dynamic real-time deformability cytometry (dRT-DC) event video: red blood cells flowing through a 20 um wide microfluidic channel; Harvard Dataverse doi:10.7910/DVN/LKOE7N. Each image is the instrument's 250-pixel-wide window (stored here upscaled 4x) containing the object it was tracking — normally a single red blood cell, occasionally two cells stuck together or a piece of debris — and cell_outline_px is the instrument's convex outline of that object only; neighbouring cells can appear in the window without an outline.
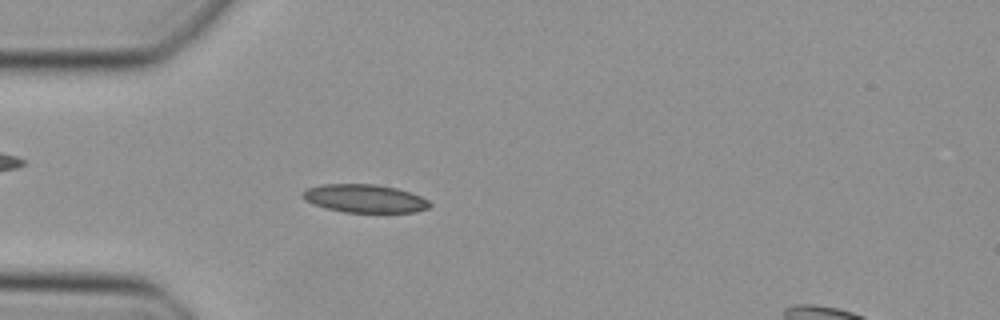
{"species": "Egyptian fruit bat (a non-hibernating species)", "species_latin": "Rousettus aegyptiacus", "temperature_condition": "cold", "stored_images_in_passage": 48, "camera_frame_rate_fps": 3000, "um_per_image_px": 0.085, "animal": {"sex": "female"}, "frame": {"image": 1, "passage_image": 13, "time_ms": 4.0, "image_size_px": [1000, 320], "cell_outline_px": [[432, 204], [428, 208], [416, 212], [344, 212], [328, 208], [304, 200], [300, 196], [300, 192], [304, 188], [324, 184], [376, 184], [396, 188], [420, 196], [428, 200]], "centroid_in_image_um": [30.96, 16.86], "position_along_channel_um": 54.0, "area_um2": 20.87}}
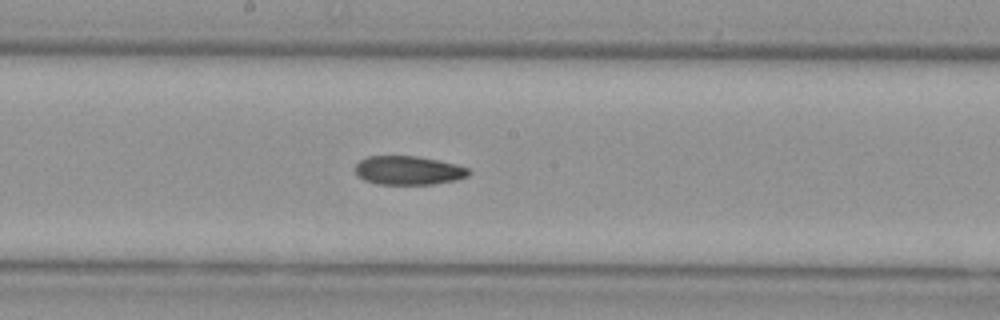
{"frame": {"image": 2, "passage_image": 25, "time_ms": 8.0, "image_size_px": [1000, 320], "cell_outline_px": [[472, 172], [468, 176], [456, 180], [432, 184], [376, 184], [364, 180], [356, 176], [352, 168], [360, 160], [368, 156], [420, 156], [456, 164], [468, 168]], "centroid_in_image_um": [34.68, 14.48], "position_along_channel_um": 213.5, "area_um2": 19.36}}
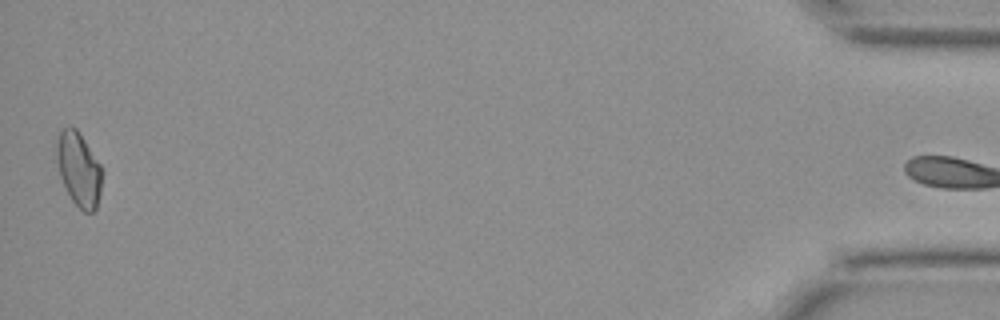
{"frame": {"image": 3, "passage_image": 47, "time_ms": 15.333, "image_size_px": [1000, 320], "cell_outline_px": [[100, 192], [96, 208], [92, 212], [84, 212], [72, 200], [60, 176], [56, 160], [56, 144], [60, 128], [76, 128], [100, 164]], "centroid_in_image_um": [6.66, 14.37], "position_along_channel_um": 428.5, "area_um2": 19.07}}